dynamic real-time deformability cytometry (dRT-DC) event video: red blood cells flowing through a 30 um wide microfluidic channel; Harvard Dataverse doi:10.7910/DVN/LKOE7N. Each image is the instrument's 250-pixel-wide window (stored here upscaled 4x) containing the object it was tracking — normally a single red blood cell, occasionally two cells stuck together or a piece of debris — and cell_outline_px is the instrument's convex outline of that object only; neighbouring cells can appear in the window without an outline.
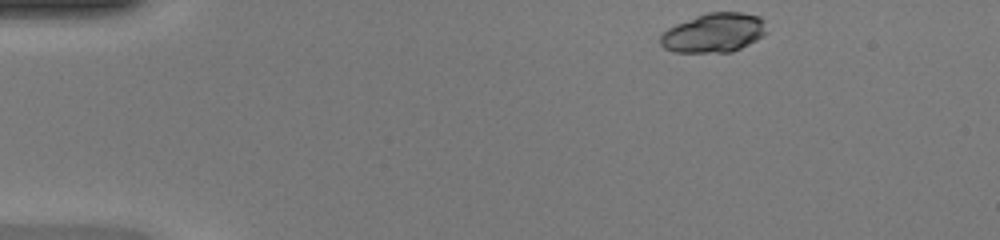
{"species": "common noctule bat (a hibernating species)", "species_latin": "Nyctalus noctula", "temperature_condition": "warm", "stored_images_in_passage": 42, "camera_frame_rate_fps": 3000, "um_per_image_px": 0.085, "animal": {"sex": "female", "body_mass_g": 20.0, "forearm_length_mm": 54.0}, "frame": {"image": 1, "passage_image": 1, "time_ms": 0.0, "image_size_px": [1000, 240], "cell_outline_px": [[768, 32], [756, 40], [732, 52], [676, 52], [664, 48], [660, 44], [660, 36], [668, 28], [676, 24], [696, 16], [708, 12], [740, 12], [760, 16], [764, 20]], "centroid_in_image_um": [60.7, 2.78], "position_along_channel_um": 24.3, "area_um2": 24.28}}
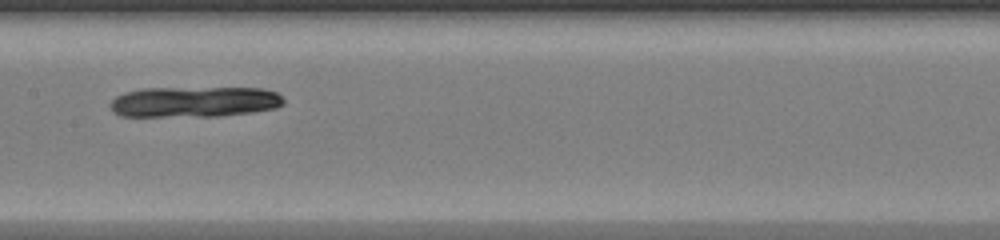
{"frame": {"image": 2, "passage_image": 19, "time_ms": 6.0, "image_size_px": [1000, 240], "cell_outline_px": [[284, 104], [276, 108], [252, 112], [220, 116], [120, 116], [112, 112], [108, 104], [116, 96], [124, 92], [140, 88], [264, 88], [276, 92], [284, 100]], "centroid_in_image_um": [16.49, 8.65], "position_along_channel_um": 190.9, "area_um2": 31.27}}
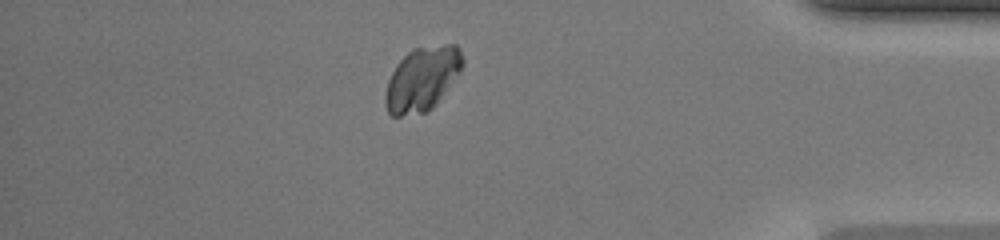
{"frame": {"image": 3, "passage_image": 36, "time_ms": 11.667, "image_size_px": [1000, 240], "cell_outline_px": [[464, 64], [460, 72], [436, 104], [428, 112], [400, 116], [392, 116], [388, 112], [384, 104], [384, 92], [388, 80], [396, 64], [412, 48], [444, 44], [456, 44], [460, 48], [464, 60]], "centroid_in_image_um": [35.88, 6.7], "position_along_channel_um": 399.3, "area_um2": 29.19}}